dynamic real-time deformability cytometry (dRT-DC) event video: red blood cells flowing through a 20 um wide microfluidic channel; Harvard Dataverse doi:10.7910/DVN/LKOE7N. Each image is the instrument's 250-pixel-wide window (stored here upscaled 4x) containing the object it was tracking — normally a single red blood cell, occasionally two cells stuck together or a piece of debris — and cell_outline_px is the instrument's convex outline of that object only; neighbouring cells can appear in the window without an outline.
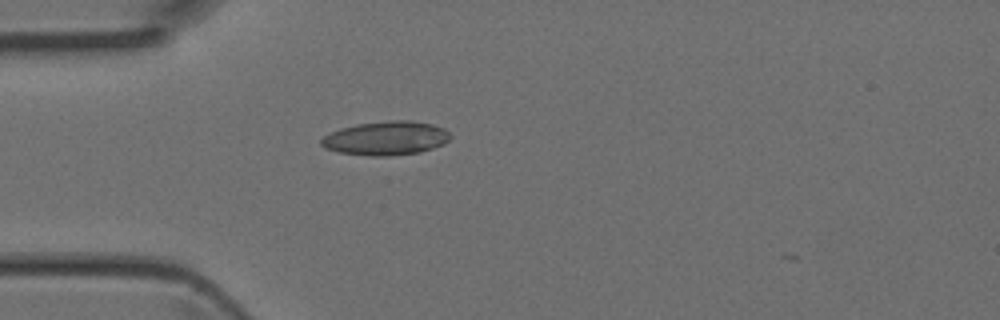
{"species": "Egyptian fruit bat (a non-hibernating species)", "species_latin": "Rousettus aegyptiacus", "temperature_condition": "room temperature", "stored_images_in_passage": 1, "camera_frame_rate_fps": 3000, "um_per_image_px": 0.085, "animal": {"sex": "female"}, "frame": {"image": 1, "passage_image": 1, "time_ms": 0.0, "image_size_px": [1000, 320], "cell_outline_px": [[452, 136], [444, 144], [420, 152], [388, 156], [368, 156], [340, 152], [324, 148], [320, 144], [320, 140], [324, 136], [340, 128], [356, 124], [388, 120], [412, 120], [432, 124], [444, 128]], "centroid_in_image_um": [32.81, 11.74], "position_along_channel_um": 52.2, "area_um2": 25.61}}